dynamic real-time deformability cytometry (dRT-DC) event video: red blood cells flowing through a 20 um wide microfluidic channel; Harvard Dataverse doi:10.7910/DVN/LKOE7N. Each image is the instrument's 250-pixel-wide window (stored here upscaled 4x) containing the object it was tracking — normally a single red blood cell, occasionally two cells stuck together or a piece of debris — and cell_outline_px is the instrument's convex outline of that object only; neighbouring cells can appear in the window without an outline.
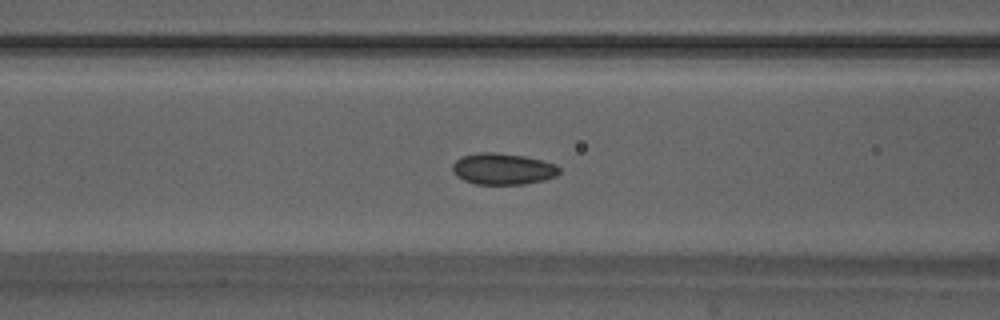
{"species": "Egyptian fruit bat (a non-hibernating species)", "species_latin": "Rousettus aegyptiacus", "temperature_condition": "warm", "stored_images_in_passage": 50, "camera_frame_rate_fps": 3000, "um_per_image_px": 0.085, "animal": {"sex": "male"}, "frame": {"image": 1, "passage_image": 21, "time_ms": 6.667, "image_size_px": [1000, 320], "cell_outline_px": [[560, 172], [552, 176], [540, 180], [520, 184], [480, 184], [468, 180], [460, 176], [452, 168], [456, 160], [464, 156], [520, 156], [552, 164], [560, 168]], "centroid_in_image_um": [42.78, 14.42], "position_along_channel_um": 123.8, "area_um2": 17.4}}
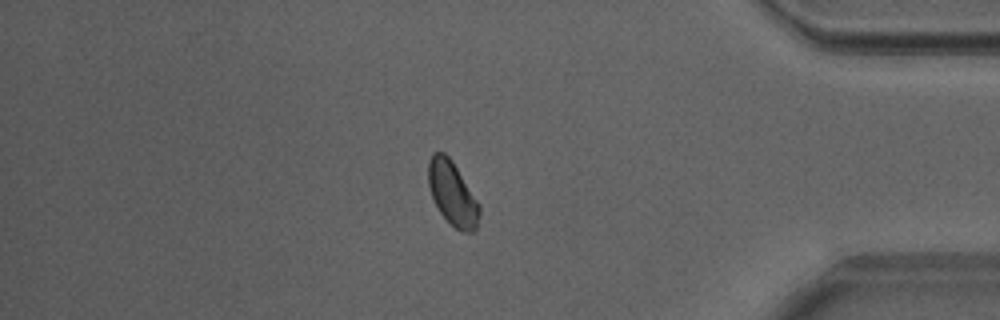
{"frame": {"image": 2, "passage_image": 43, "time_ms": 14.0, "image_size_px": [1000, 320], "cell_outline_px": [[480, 212], [476, 228], [472, 232], [468, 232], [456, 228], [440, 212], [432, 196], [428, 184], [428, 164], [432, 156], [436, 152], [444, 152], [448, 156], [456, 168], [480, 208]], "centroid_in_image_um": [38.43, 16.45], "position_along_channel_um": 396.8, "area_um2": 18.09}}
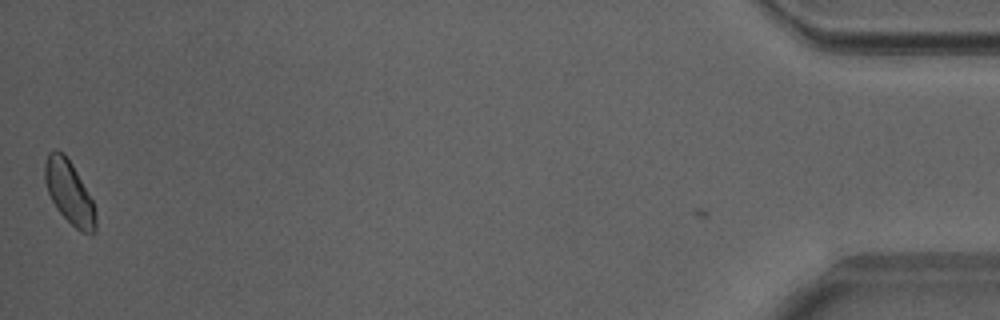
{"frame": {"image": 3, "passage_image": 50, "time_ms": 16.333, "image_size_px": [1000, 320], "cell_outline_px": [[96, 224], [92, 232], [84, 232], [76, 228], [60, 212], [52, 200], [48, 192], [44, 172], [44, 168], [48, 156], [52, 152], [60, 152], [68, 160], [92, 200]], "centroid_in_image_um": [5.87, 16.38], "position_along_channel_um": 429.3, "area_um2": 17.28}, "authors_computed_cell_mechanics": {"area_um2": 17.4845, "velocity_mm_per_s": 4.1445, "shape_relaxation_time_tau1_ms": 1.6884, "shape_relaxation_time_tau2_ms": 4.6646, "deformation_change_tau1": 0.0377, "deformation_change_tau2": 0.0659}}